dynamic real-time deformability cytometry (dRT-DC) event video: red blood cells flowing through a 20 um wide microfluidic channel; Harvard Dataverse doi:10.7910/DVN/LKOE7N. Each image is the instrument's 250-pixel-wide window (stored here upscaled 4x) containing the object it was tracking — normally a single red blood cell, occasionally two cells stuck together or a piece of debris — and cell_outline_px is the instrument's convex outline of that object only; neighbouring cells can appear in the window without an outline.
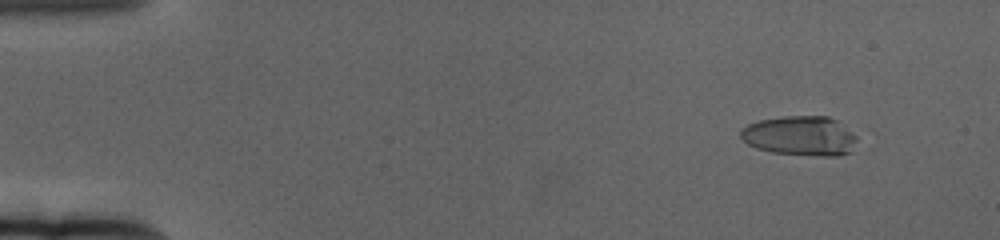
{"species": "human", "species_latin": "Homo sapiens", "temperature_condition": "cold", "stored_images_in_passage": 61, "camera_frame_rate_fps": 3000, "um_per_image_px": 0.085, "donor": {"sex": "female"}, "frame": {"image": 1, "passage_image": 6, "time_ms": 1.667, "image_size_px": [1000, 240], "cell_outline_px": [[856, 140], [852, 152], [840, 156], [824, 156], [772, 152], [756, 148], [748, 144], [740, 136], [740, 128], [748, 124], [760, 120], [784, 116], [828, 116], [836, 120], [856, 136]], "centroid_in_image_um": [68.01, 11.55], "position_along_channel_um": 17.0, "area_um2": 26.82}}
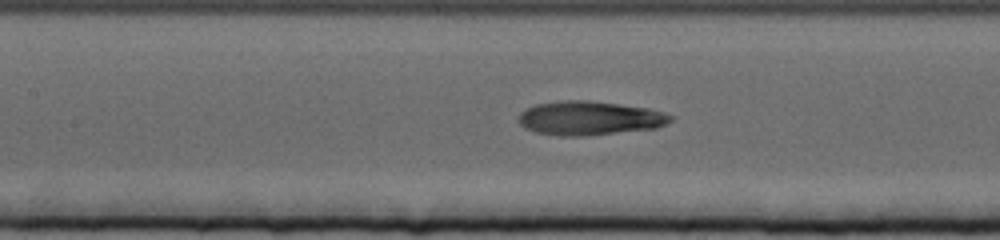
{"frame": {"image": 2, "passage_image": 29, "time_ms": 9.333, "image_size_px": [1000, 240], "cell_outline_px": [[676, 116], [672, 120], [656, 128], [580, 136], [564, 136], [536, 132], [524, 128], [520, 124], [520, 112], [536, 104], [564, 100], [588, 100], [620, 104], [648, 108], [664, 112]], "centroid_in_image_um": [50.14, 10.03], "position_along_channel_um": 157.3, "area_um2": 29.88}}
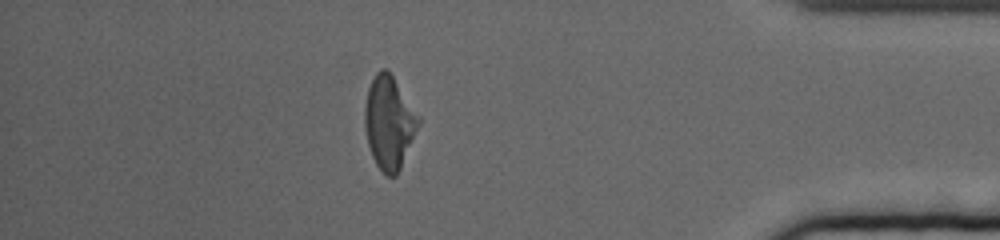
{"frame": {"image": 3, "passage_image": 54, "time_ms": 17.667, "image_size_px": [1000, 240], "cell_outline_px": [[420, 124], [400, 168], [396, 176], [384, 176], [376, 164], [372, 156], [368, 144], [364, 128], [364, 108], [368, 88], [376, 72], [380, 68], [384, 68], [392, 76], [420, 116]], "centroid_in_image_um": [33.06, 10.44], "position_along_channel_um": 402.1, "area_um2": 29.02}, "authors_computed_cell_mechanics": {"area_um2": 28.9578, "velocity_mm_per_s": 3.3633, "shape_relaxation_time_tau1_ms": 4.6241, "shape_relaxation_time_tau2_ms": 2.0456, "deformation_change_tau1": 0.2024, "deformation_change_tau2": 0.0932}}